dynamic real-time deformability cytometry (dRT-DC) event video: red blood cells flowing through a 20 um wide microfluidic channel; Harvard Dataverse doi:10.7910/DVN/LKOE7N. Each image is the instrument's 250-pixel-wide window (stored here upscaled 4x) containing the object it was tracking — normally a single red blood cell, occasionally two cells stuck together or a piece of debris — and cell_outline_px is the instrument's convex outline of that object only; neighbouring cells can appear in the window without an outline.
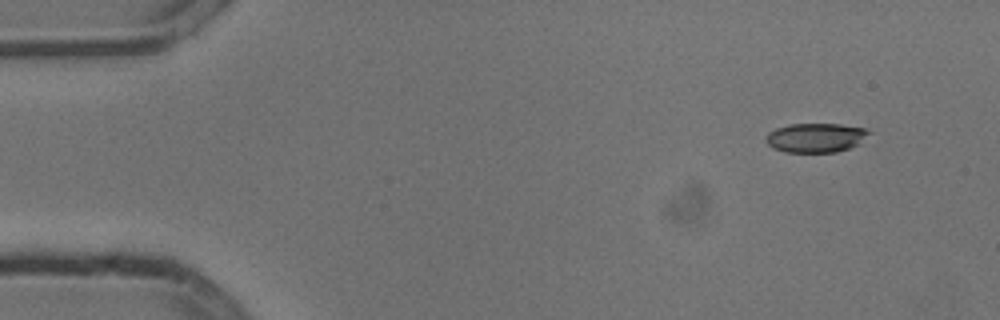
{"species": "common noctule bat (a hibernating species)", "species_latin": "Nyctalus noctula", "temperature_condition": "cold", "stored_images_in_passage": 5, "camera_frame_rate_fps": 3000, "um_per_image_px": 0.085, "animal": {"sex": "male", "body_mass_g": 13.3}, "frame": {"image": 1, "passage_image": 1, "time_ms": 0.0, "image_size_px": [1000, 320], "cell_outline_px": [[872, 132], [860, 144], [836, 152], [784, 152], [772, 148], [764, 140], [764, 136], [768, 132], [776, 128], [788, 124], [840, 124], [864, 128]], "centroid_in_image_um": [69.31, 11.7], "position_along_channel_um": 15.7, "area_um2": 17.8}}
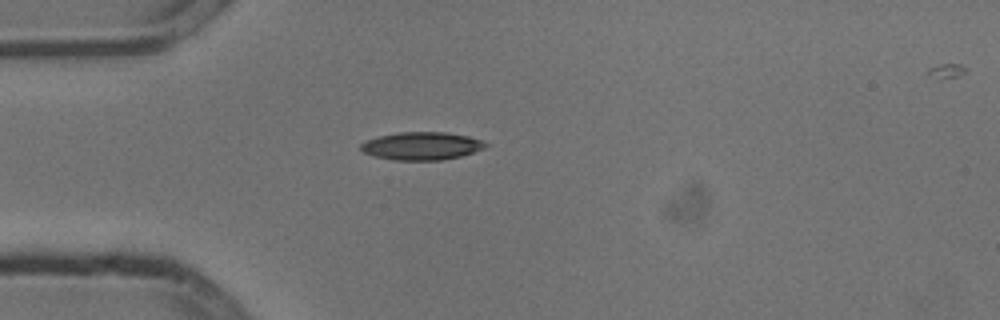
{"frame": {"image": 2, "passage_image": 4, "time_ms": 1.0, "image_size_px": [1000, 320], "cell_outline_px": [[488, 144], [484, 148], [460, 156], [440, 160], [392, 160], [376, 156], [364, 152], [360, 148], [360, 144], [368, 140], [380, 136], [400, 132], [448, 132], [468, 136], [484, 140]], "centroid_in_image_um": [35.87, 12.4], "position_along_channel_um": 49.1, "area_um2": 20.11}}